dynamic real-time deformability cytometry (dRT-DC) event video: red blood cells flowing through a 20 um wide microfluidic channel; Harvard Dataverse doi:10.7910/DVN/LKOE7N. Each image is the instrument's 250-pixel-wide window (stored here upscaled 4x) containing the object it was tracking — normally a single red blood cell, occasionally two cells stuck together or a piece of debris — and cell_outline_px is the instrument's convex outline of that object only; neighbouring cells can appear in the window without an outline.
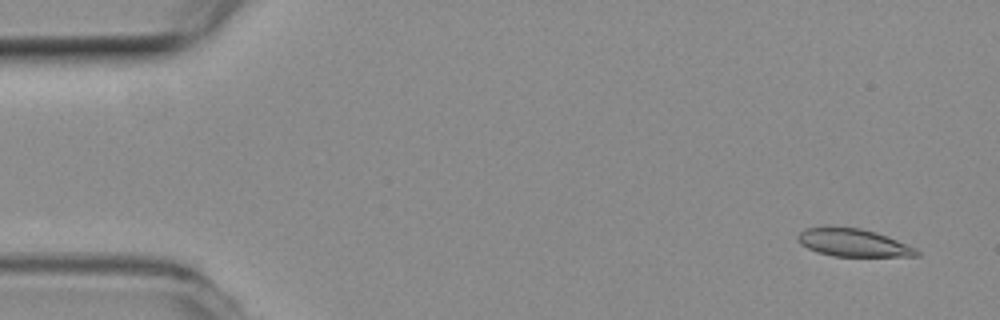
{"species": "common noctule bat (a hibernating species)", "species_latin": "Nyctalus noctula", "temperature_condition": "room temperature", "stored_images_in_passage": 56, "camera_frame_rate_fps": 3000, "um_per_image_px": 0.085, "animal": {"sex": "female", "body_mass_g": 19.3, "forearm_length_mm": 54.1}, "frame": {"image": 1, "passage_image": 3, "time_ms": 0.667, "image_size_px": [1000, 320], "cell_outline_px": [[920, 256], [832, 256], [816, 252], [800, 244], [796, 240], [796, 236], [804, 228], [824, 224], [828, 224], [860, 228], [876, 232], [916, 248], [920, 252]], "centroid_in_image_um": [72.42, 20.59], "position_along_channel_um": 12.6, "area_um2": 19.83}}
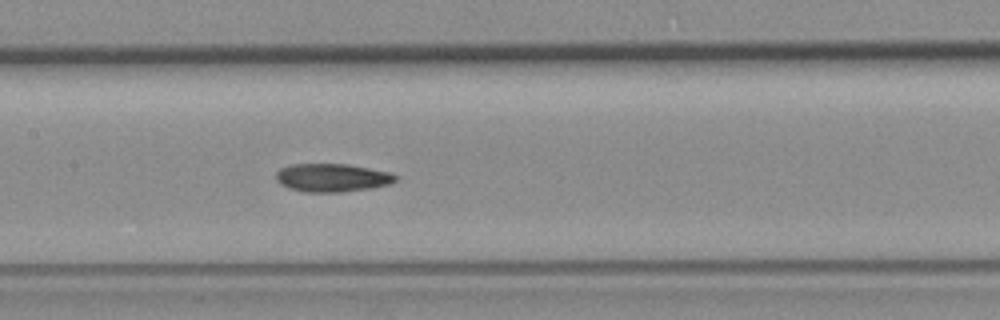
{"frame": {"image": 2, "passage_image": 26, "time_ms": 8.333, "image_size_px": [1000, 320], "cell_outline_px": [[400, 176], [396, 180], [388, 184], [372, 188], [340, 192], [304, 192], [288, 188], [280, 184], [276, 180], [276, 172], [280, 168], [292, 164], [348, 164], [392, 172]], "centroid_in_image_um": [28.24, 15.1], "position_along_channel_um": 179.2, "area_um2": 19.88}}
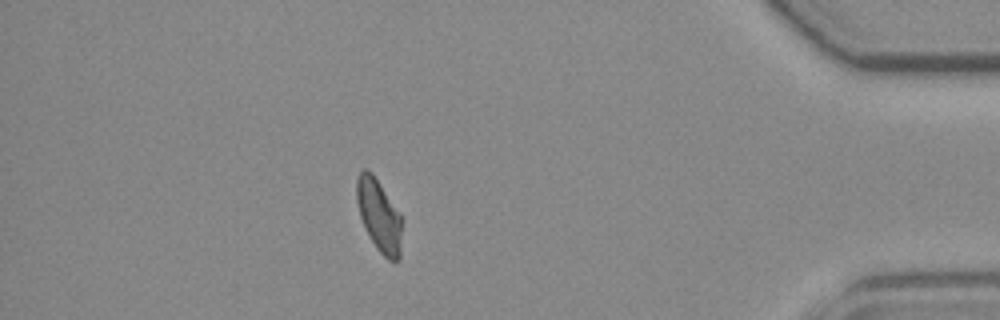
{"frame": {"image": 3, "passage_image": 48, "time_ms": 15.667, "image_size_px": [1000, 320], "cell_outline_px": [[400, 260], [388, 260], [376, 248], [364, 228], [360, 216], [356, 200], [356, 176], [364, 168], [368, 168], [372, 172], [400, 212]], "centroid_in_image_um": [32.18, 18.27], "position_along_channel_um": 403.0, "area_um2": 19.07}, "authors_computed_cell_mechanics": {"area_um2": 19.5942, "velocity_mm_per_s": 3.7192, "shape_relaxation_time_tau1_ms": 7.3881, "shape_relaxation_time_tau2_ms": 3.3722, "deformation_change_tau1": 0.1673, "deformation_change_tau2": 0.0921}}